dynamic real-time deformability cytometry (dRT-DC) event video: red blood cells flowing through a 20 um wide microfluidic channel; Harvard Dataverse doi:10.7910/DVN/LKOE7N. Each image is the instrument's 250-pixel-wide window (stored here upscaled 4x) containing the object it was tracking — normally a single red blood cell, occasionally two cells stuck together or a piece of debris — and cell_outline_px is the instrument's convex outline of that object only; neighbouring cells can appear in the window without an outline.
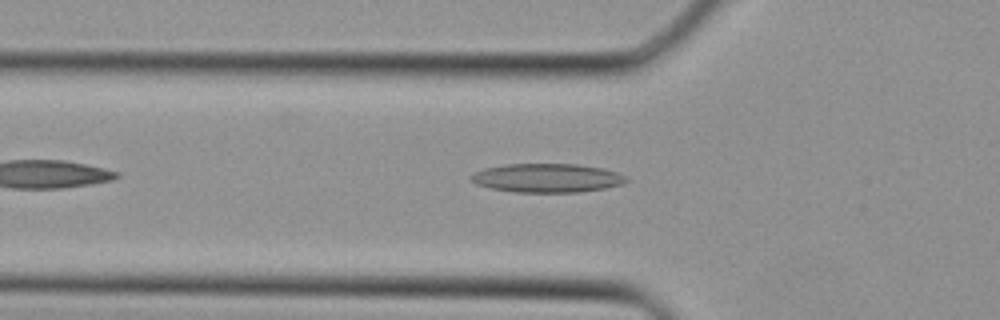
{"species": "Egyptian fruit bat (a non-hibernating species)", "species_latin": "Rousettus aegyptiacus", "temperature_condition": "cold", "stored_images_in_passage": 25, "camera_frame_rate_fps": 3000, "um_per_image_px": 0.085, "animal": {"sex": "female"}, "frame": {"image": 1, "passage_image": 4, "time_ms": 1.0, "image_size_px": [1000, 320], "cell_outline_px": [[628, 180], [624, 184], [604, 188], [580, 192], [516, 192], [492, 188], [476, 184], [468, 176], [484, 168], [508, 164], [576, 164], [604, 168], [616, 172], [624, 176]], "centroid_in_image_um": [46.51, 15.12], "position_along_channel_um": 79.3, "area_um2": 25.95}}
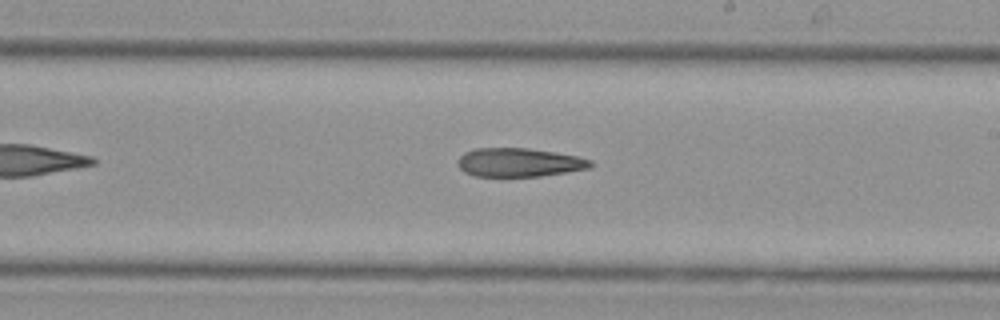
{"frame": {"image": 2, "passage_image": 13, "time_ms": 4.0, "image_size_px": [1000, 320], "cell_outline_px": [[596, 164], [592, 168], [540, 176], [476, 176], [464, 172], [456, 164], [456, 160], [464, 152], [476, 148], [528, 148], [556, 152], [576, 156], [592, 160]], "centroid_in_image_um": [44.14, 13.8], "position_along_channel_um": 244.9, "area_um2": 22.43}}
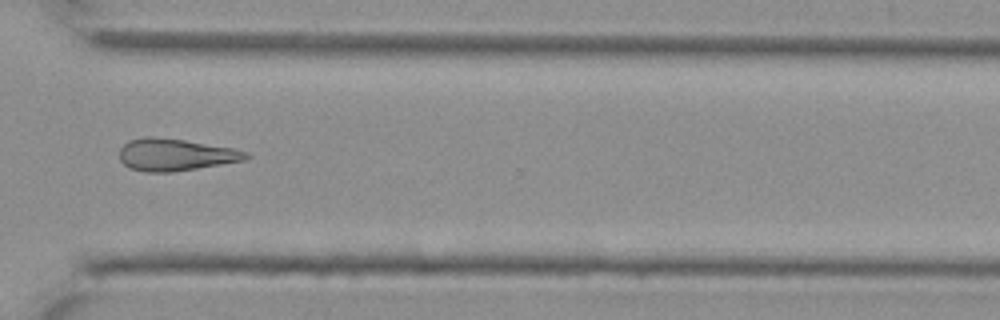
{"frame": {"image": 3, "passage_image": 19, "time_ms": 6.0, "image_size_px": [1000, 320], "cell_outline_px": [[252, 156], [244, 160], [172, 172], [144, 172], [128, 168], [120, 160], [120, 148], [128, 140], [152, 136], [184, 140], [232, 148], [248, 152]], "centroid_in_image_um": [14.88, 13.15], "position_along_channel_um": 355.7, "area_um2": 23.52}}